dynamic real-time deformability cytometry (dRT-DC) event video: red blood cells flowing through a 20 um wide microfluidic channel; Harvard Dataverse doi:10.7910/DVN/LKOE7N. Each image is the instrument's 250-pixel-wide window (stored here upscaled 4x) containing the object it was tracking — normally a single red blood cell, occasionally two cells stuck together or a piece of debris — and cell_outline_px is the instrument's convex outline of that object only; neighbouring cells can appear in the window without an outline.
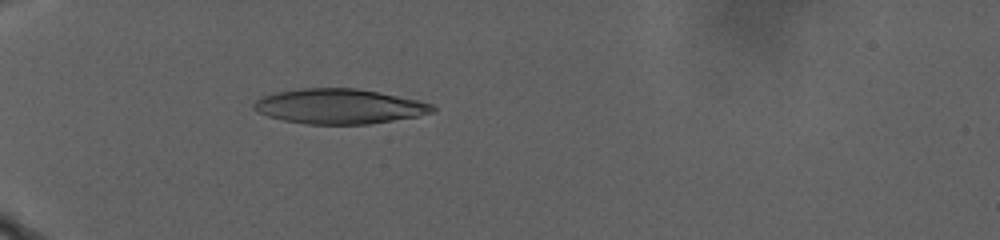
{"species": "human", "species_latin": "Homo sapiens", "temperature_condition": "warm", "stored_images_in_passage": 108, "camera_frame_rate_fps": 3000, "um_per_image_px": 0.085, "donor": {"sex": "male"}, "frame": {"image": 1, "passage_image": 39, "time_ms": 12.667, "image_size_px": [1000, 240], "cell_outline_px": [[436, 108], [432, 112], [416, 116], [368, 124], [304, 124], [284, 120], [268, 116], [256, 112], [252, 108], [252, 104], [260, 96], [276, 92], [300, 88], [356, 88], [380, 92], [420, 100], [432, 104]], "centroid_in_image_um": [28.79, 9.03], "position_along_channel_um": 56.2, "area_um2": 36.53}}
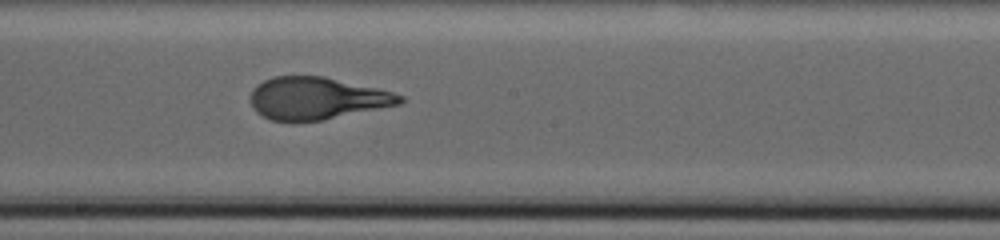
{"frame": {"image": 2, "passage_image": 67, "time_ms": 22.0, "image_size_px": [1000, 240], "cell_outline_px": [[404, 100], [400, 104], [324, 120], [272, 120], [256, 112], [248, 100], [248, 96], [252, 88], [256, 84], [272, 76], [324, 76], [376, 88], [392, 92], [404, 96]], "centroid_in_image_um": [26.88, 8.34], "position_along_channel_um": 221.3, "area_um2": 36.76}}
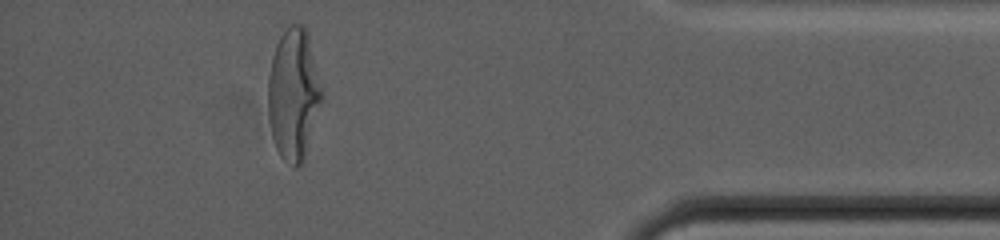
{"frame": {"image": 3, "passage_image": 99, "time_ms": 32.667, "image_size_px": [1000, 240], "cell_outline_px": [[324, 96], [304, 164], [296, 168], [292, 168], [280, 156], [276, 148], [272, 136], [268, 116], [268, 76], [272, 56], [276, 44], [280, 36], [292, 24], [304, 24], [308, 32]], "centroid_in_image_um": [24.97, 8.07], "position_along_channel_um": 410.2, "area_um2": 42.02}, "authors_computed_cell_mechanics": {"area_um2": 37.7434, "velocity_mm_per_s": 2.0754, "shape_relaxation_time_tau1_ms": 10.4426, "shape_relaxation_time_tau2_ms": null, "deformation_change_tau1": 0.2903, "deformation_change_tau2": null}}